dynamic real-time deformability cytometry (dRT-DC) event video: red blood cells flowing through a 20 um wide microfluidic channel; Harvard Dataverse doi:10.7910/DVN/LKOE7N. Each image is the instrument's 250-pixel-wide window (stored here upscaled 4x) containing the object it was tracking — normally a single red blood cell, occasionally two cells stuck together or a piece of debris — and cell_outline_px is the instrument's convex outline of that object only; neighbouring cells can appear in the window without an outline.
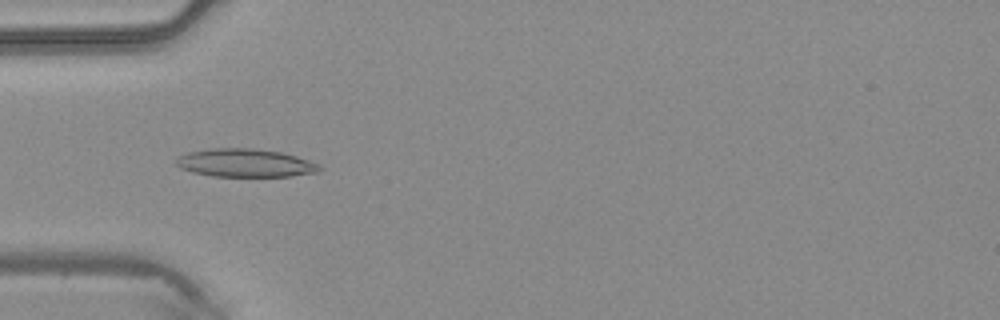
{"species": "common noctule bat (a hibernating species)", "species_latin": "Nyctalus noctula", "temperature_condition": "warm", "stored_images_in_passage": 4, "camera_frame_rate_fps": 3000, "um_per_image_px": 0.085, "animal": {"sex": "male", "body_mass_g": 20.4}, "frame": {"image": 1, "passage_image": 4, "time_ms": 1.0, "image_size_px": [1000, 320], "cell_outline_px": [[324, 168], [316, 172], [292, 176], [212, 176], [192, 172], [180, 168], [176, 164], [176, 160], [180, 156], [188, 152], [212, 148], [252, 148], [280, 152], [296, 156], [320, 164]], "centroid_in_image_um": [20.86, 13.85], "position_along_channel_um": 64.1, "area_um2": 23.47}}